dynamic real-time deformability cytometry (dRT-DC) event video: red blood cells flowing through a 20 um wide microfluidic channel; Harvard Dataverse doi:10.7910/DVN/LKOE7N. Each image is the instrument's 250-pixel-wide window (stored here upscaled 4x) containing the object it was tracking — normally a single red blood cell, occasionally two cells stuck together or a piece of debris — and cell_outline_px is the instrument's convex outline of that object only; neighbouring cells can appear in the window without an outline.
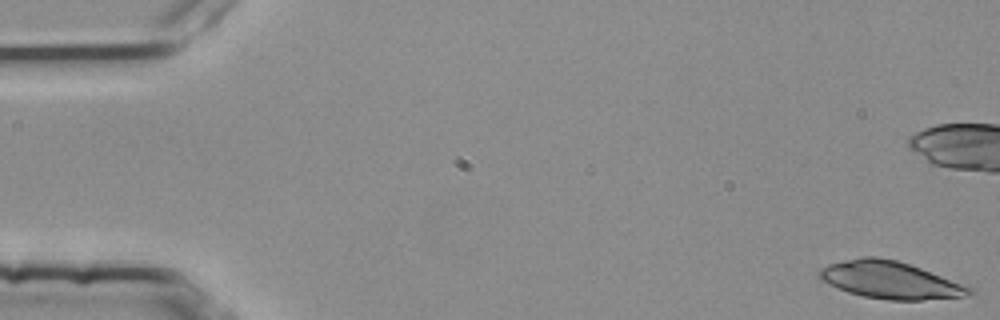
{"species": "common noctule bat (a hibernating species)", "species_latin": "Nyctalus noctula", "temperature_condition": "room temperature", "stored_images_in_passage": 52, "camera_frame_rate_fps": 3000, "um_per_image_px": 0.085, "animal": {"sex": "female", "body_mass_g": 25.1}, "frame": {"image": 1, "passage_image": 1, "time_ms": 0.0, "image_size_px": [1000, 320], "cell_outline_px": [[976, 296], [920, 300], [888, 300], [864, 296], [848, 292], [836, 288], [820, 280], [816, 276], [820, 268], [828, 264], [860, 256], [876, 256], [896, 260], [920, 268], [976, 288]], "centroid_in_image_um": [75.71, 23.81], "position_along_channel_um": 9.3, "area_um2": 33.12}}